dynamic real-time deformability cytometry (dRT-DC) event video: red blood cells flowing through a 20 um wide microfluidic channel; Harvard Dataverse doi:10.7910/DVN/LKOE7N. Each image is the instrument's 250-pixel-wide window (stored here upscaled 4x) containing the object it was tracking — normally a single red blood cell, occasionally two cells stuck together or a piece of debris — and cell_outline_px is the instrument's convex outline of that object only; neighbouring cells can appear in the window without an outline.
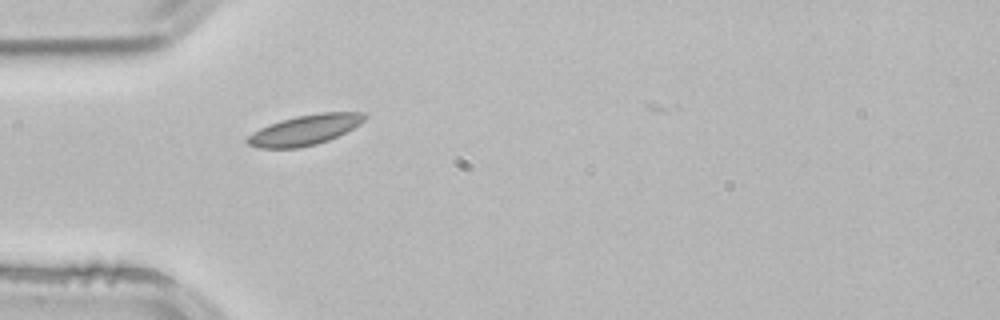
{"species": "common noctule bat (a hibernating species)", "species_latin": "Nyctalus noctula", "temperature_condition": "room temperature", "stored_images_in_passage": 3, "camera_frame_rate_fps": 3000, "um_per_image_px": 0.085, "animal": {"sex": "male", "body_mass_g": 21.5, "forearm_length_mm": 52.0}, "frame": {"image": 1, "passage_image": 3, "time_ms": 0.667, "image_size_px": [1000, 320], "cell_outline_px": [[368, 116], [360, 124], [328, 140], [316, 144], [300, 148], [260, 148], [248, 144], [244, 140], [252, 132], [268, 124], [280, 120], [296, 116], [320, 112], [368, 112]], "centroid_in_image_um": [25.9, 11.03], "position_along_channel_um": 59.1, "area_um2": 20.69}}